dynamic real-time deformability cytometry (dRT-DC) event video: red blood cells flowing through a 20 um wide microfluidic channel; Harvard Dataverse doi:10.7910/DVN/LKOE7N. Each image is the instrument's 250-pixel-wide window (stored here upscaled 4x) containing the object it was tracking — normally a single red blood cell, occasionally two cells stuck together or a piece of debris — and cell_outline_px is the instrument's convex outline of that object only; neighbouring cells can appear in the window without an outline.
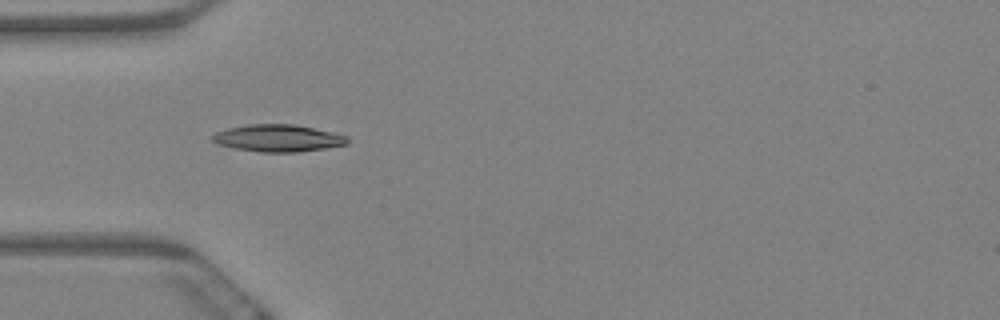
{"species": "Egyptian fruit bat (a non-hibernating species)", "species_latin": "Rousettus aegyptiacus", "temperature_condition": "warm", "stored_images_in_passage": 8, "camera_frame_rate_fps": 3000, "um_per_image_px": 0.085, "animal": {"sex": "female"}, "frame": {"image": 1, "passage_image": 7, "time_ms": 2.0, "image_size_px": [1000, 320], "cell_outline_px": [[348, 144], [324, 148], [296, 152], [260, 152], [232, 148], [216, 144], [212, 140], [212, 136], [216, 132], [228, 128], [248, 124], [292, 124], [332, 132], [348, 136]], "centroid_in_image_um": [23.59, 11.74], "position_along_channel_um": 61.4, "area_um2": 21.27}}
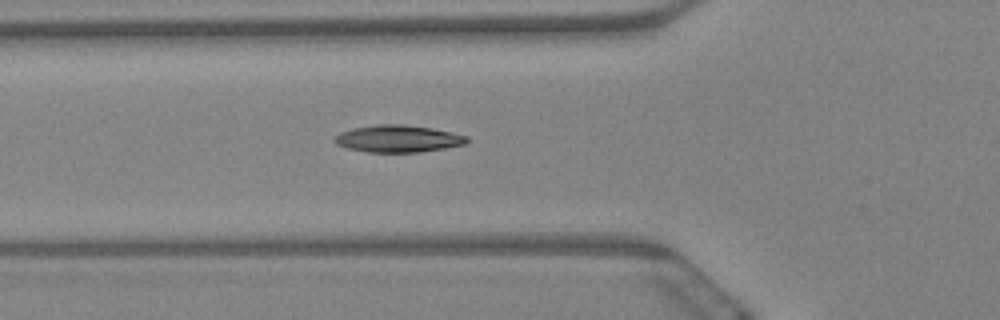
{"frame": {"image": 2, "passage_image": 8, "time_ms": 2.333, "image_size_px": [1000, 320], "cell_outline_px": [[468, 140], [464, 144], [444, 148], [420, 152], [368, 152], [348, 148], [336, 144], [332, 140], [340, 132], [352, 128], [376, 124], [404, 124], [432, 128], [452, 132], [468, 136]], "centroid_in_image_um": [33.81, 11.78], "position_along_channel_um": 92.0, "area_um2": 20.92}}